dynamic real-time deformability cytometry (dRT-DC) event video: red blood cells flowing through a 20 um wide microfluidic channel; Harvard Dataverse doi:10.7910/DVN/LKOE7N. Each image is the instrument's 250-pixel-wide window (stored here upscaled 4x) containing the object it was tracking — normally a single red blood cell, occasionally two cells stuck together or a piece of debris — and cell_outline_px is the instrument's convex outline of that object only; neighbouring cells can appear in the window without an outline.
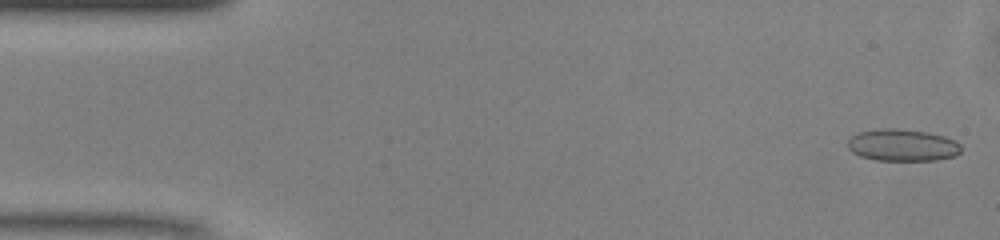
{"species": "common noctule bat (a hibernating species)", "species_latin": "Nyctalus noctula", "temperature_condition": "warm", "stored_images_in_passage": 48, "camera_frame_rate_fps": 3000, "um_per_image_px": 0.085, "animal": {"sex": "male", "body_mass_g": 13.0, "forearm_length_mm": 53.1}, "frame": {"image": 1, "passage_image": 1, "time_ms": 0.0, "image_size_px": [1000, 240], "cell_outline_px": [[960, 152], [956, 156], [936, 160], [876, 160], [860, 156], [852, 152], [848, 148], [848, 140], [852, 136], [860, 132], [880, 128], [896, 128], [928, 132], [944, 136], [956, 140], [960, 144]], "centroid_in_image_um": [76.72, 12.33], "position_along_channel_um": 8.3, "area_um2": 21.21}}
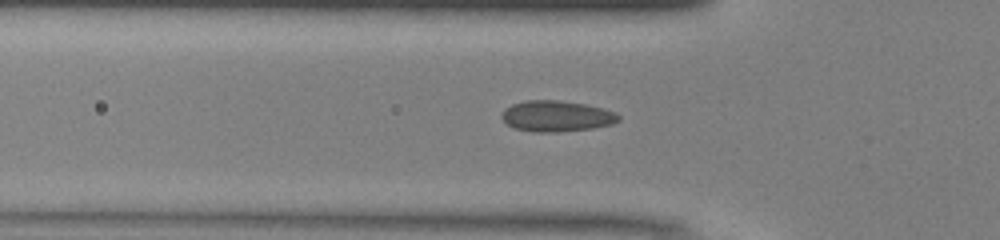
{"frame": {"image": 2, "passage_image": 15, "time_ms": 4.667, "image_size_px": [1000, 240], "cell_outline_px": [[620, 120], [612, 124], [592, 128], [556, 132], [536, 132], [516, 128], [508, 124], [500, 116], [500, 112], [504, 108], [512, 104], [524, 100], [560, 100], [584, 104], [604, 108], [616, 112], [620, 116]], "centroid_in_image_um": [47.3, 9.86], "position_along_channel_um": 78.5, "area_um2": 21.15}}
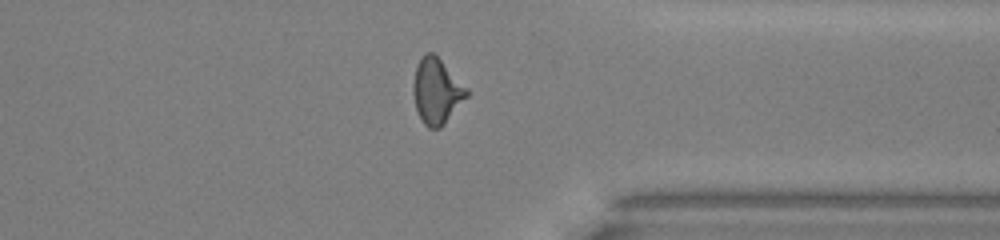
{"frame": {"image": 3, "passage_image": 37, "time_ms": 12.0, "image_size_px": [1000, 240], "cell_outline_px": [[468, 96], [444, 124], [440, 128], [428, 128], [424, 124], [416, 108], [412, 92], [412, 84], [416, 68], [420, 56], [424, 52], [432, 52], [468, 88]], "centroid_in_image_um": [37.1, 7.74], "position_along_channel_um": 374.3, "area_um2": 20.29}, "authors_computed_cell_mechanics": {"area_um2": 20.0566, "velocity_mm_per_s": 4.1303, "shape_relaxation_time_tau1_ms": null, "shape_relaxation_time_tau2_ms": 0.7529, "deformation_change_tau1": null, "deformation_change_tau2": 0.061}}